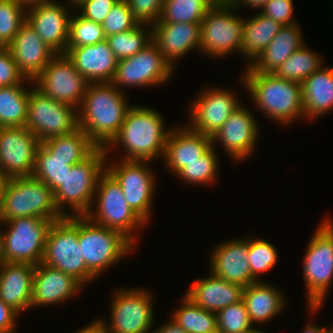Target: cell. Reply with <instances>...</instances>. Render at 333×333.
Returning <instances> with one entry per match:
<instances>
[{
	"instance_id": "cell-56",
	"label": "cell",
	"mask_w": 333,
	"mask_h": 333,
	"mask_svg": "<svg viewBox=\"0 0 333 333\" xmlns=\"http://www.w3.org/2000/svg\"><path fill=\"white\" fill-rule=\"evenodd\" d=\"M5 263V256H4V244H3V235L2 231L0 230V266Z\"/></svg>"
},
{
	"instance_id": "cell-51",
	"label": "cell",
	"mask_w": 333,
	"mask_h": 333,
	"mask_svg": "<svg viewBox=\"0 0 333 333\" xmlns=\"http://www.w3.org/2000/svg\"><path fill=\"white\" fill-rule=\"evenodd\" d=\"M93 321L76 333H108L105 320L102 321L101 319H96Z\"/></svg>"
},
{
	"instance_id": "cell-29",
	"label": "cell",
	"mask_w": 333,
	"mask_h": 333,
	"mask_svg": "<svg viewBox=\"0 0 333 333\" xmlns=\"http://www.w3.org/2000/svg\"><path fill=\"white\" fill-rule=\"evenodd\" d=\"M305 43L297 23L284 25L265 50L249 66L257 73H274Z\"/></svg>"
},
{
	"instance_id": "cell-54",
	"label": "cell",
	"mask_w": 333,
	"mask_h": 333,
	"mask_svg": "<svg viewBox=\"0 0 333 333\" xmlns=\"http://www.w3.org/2000/svg\"><path fill=\"white\" fill-rule=\"evenodd\" d=\"M303 333H332L331 328H325V327H320V326H315L314 324H307L304 328Z\"/></svg>"
},
{
	"instance_id": "cell-60",
	"label": "cell",
	"mask_w": 333,
	"mask_h": 333,
	"mask_svg": "<svg viewBox=\"0 0 333 333\" xmlns=\"http://www.w3.org/2000/svg\"><path fill=\"white\" fill-rule=\"evenodd\" d=\"M246 333H265V332H262L261 330H258V329L253 327L252 329H250Z\"/></svg>"
},
{
	"instance_id": "cell-37",
	"label": "cell",
	"mask_w": 333,
	"mask_h": 333,
	"mask_svg": "<svg viewBox=\"0 0 333 333\" xmlns=\"http://www.w3.org/2000/svg\"><path fill=\"white\" fill-rule=\"evenodd\" d=\"M71 169V159L53 157L42 144L39 145L36 152L33 177L46 183L54 192L63 183L68 170Z\"/></svg>"
},
{
	"instance_id": "cell-38",
	"label": "cell",
	"mask_w": 333,
	"mask_h": 333,
	"mask_svg": "<svg viewBox=\"0 0 333 333\" xmlns=\"http://www.w3.org/2000/svg\"><path fill=\"white\" fill-rule=\"evenodd\" d=\"M212 5L206 0H165L162 23H201Z\"/></svg>"
},
{
	"instance_id": "cell-24",
	"label": "cell",
	"mask_w": 333,
	"mask_h": 333,
	"mask_svg": "<svg viewBox=\"0 0 333 333\" xmlns=\"http://www.w3.org/2000/svg\"><path fill=\"white\" fill-rule=\"evenodd\" d=\"M65 54L72 60L77 71L89 84L112 81L118 59L106 40L94 45L66 48Z\"/></svg>"
},
{
	"instance_id": "cell-8",
	"label": "cell",
	"mask_w": 333,
	"mask_h": 333,
	"mask_svg": "<svg viewBox=\"0 0 333 333\" xmlns=\"http://www.w3.org/2000/svg\"><path fill=\"white\" fill-rule=\"evenodd\" d=\"M42 263L72 275L83 286L96 276L87 268L78 242V216L64 217L51 225Z\"/></svg>"
},
{
	"instance_id": "cell-23",
	"label": "cell",
	"mask_w": 333,
	"mask_h": 333,
	"mask_svg": "<svg viewBox=\"0 0 333 333\" xmlns=\"http://www.w3.org/2000/svg\"><path fill=\"white\" fill-rule=\"evenodd\" d=\"M83 285L72 275L44 263L35 266L31 308L59 304L75 297Z\"/></svg>"
},
{
	"instance_id": "cell-3",
	"label": "cell",
	"mask_w": 333,
	"mask_h": 333,
	"mask_svg": "<svg viewBox=\"0 0 333 333\" xmlns=\"http://www.w3.org/2000/svg\"><path fill=\"white\" fill-rule=\"evenodd\" d=\"M164 117L148 106H133L127 113L118 134L109 144H120L126 153L122 160L152 161L163 158L170 129L165 128Z\"/></svg>"
},
{
	"instance_id": "cell-18",
	"label": "cell",
	"mask_w": 333,
	"mask_h": 333,
	"mask_svg": "<svg viewBox=\"0 0 333 333\" xmlns=\"http://www.w3.org/2000/svg\"><path fill=\"white\" fill-rule=\"evenodd\" d=\"M234 93L222 88L204 89L190 105L192 130L211 138L217 133L229 116L241 106Z\"/></svg>"
},
{
	"instance_id": "cell-31",
	"label": "cell",
	"mask_w": 333,
	"mask_h": 333,
	"mask_svg": "<svg viewBox=\"0 0 333 333\" xmlns=\"http://www.w3.org/2000/svg\"><path fill=\"white\" fill-rule=\"evenodd\" d=\"M284 295L260 279L243 290V301L253 325L270 321L285 307Z\"/></svg>"
},
{
	"instance_id": "cell-48",
	"label": "cell",
	"mask_w": 333,
	"mask_h": 333,
	"mask_svg": "<svg viewBox=\"0 0 333 333\" xmlns=\"http://www.w3.org/2000/svg\"><path fill=\"white\" fill-rule=\"evenodd\" d=\"M261 13L282 26L296 23L293 19V0H269Z\"/></svg>"
},
{
	"instance_id": "cell-17",
	"label": "cell",
	"mask_w": 333,
	"mask_h": 333,
	"mask_svg": "<svg viewBox=\"0 0 333 333\" xmlns=\"http://www.w3.org/2000/svg\"><path fill=\"white\" fill-rule=\"evenodd\" d=\"M41 142L24 127L0 130V172L8 178L32 176Z\"/></svg>"
},
{
	"instance_id": "cell-1",
	"label": "cell",
	"mask_w": 333,
	"mask_h": 333,
	"mask_svg": "<svg viewBox=\"0 0 333 333\" xmlns=\"http://www.w3.org/2000/svg\"><path fill=\"white\" fill-rule=\"evenodd\" d=\"M125 96L111 82L91 83L77 110L78 127L98 148H105L107 154L110 152L109 144L118 134L132 107Z\"/></svg>"
},
{
	"instance_id": "cell-6",
	"label": "cell",
	"mask_w": 333,
	"mask_h": 333,
	"mask_svg": "<svg viewBox=\"0 0 333 333\" xmlns=\"http://www.w3.org/2000/svg\"><path fill=\"white\" fill-rule=\"evenodd\" d=\"M330 218L317 227L311 237L303 261V277L307 288L310 313L322 307L333 280V223Z\"/></svg>"
},
{
	"instance_id": "cell-2",
	"label": "cell",
	"mask_w": 333,
	"mask_h": 333,
	"mask_svg": "<svg viewBox=\"0 0 333 333\" xmlns=\"http://www.w3.org/2000/svg\"><path fill=\"white\" fill-rule=\"evenodd\" d=\"M242 78L251 100L269 119L285 126L296 118H305L300 83L279 78L274 73H257L249 65Z\"/></svg>"
},
{
	"instance_id": "cell-5",
	"label": "cell",
	"mask_w": 333,
	"mask_h": 333,
	"mask_svg": "<svg viewBox=\"0 0 333 333\" xmlns=\"http://www.w3.org/2000/svg\"><path fill=\"white\" fill-rule=\"evenodd\" d=\"M107 155L105 148H98L68 170L63 183L54 191L55 205L63 217L84 216L93 207L98 180L106 171ZM64 205L73 209L72 214L65 211Z\"/></svg>"
},
{
	"instance_id": "cell-46",
	"label": "cell",
	"mask_w": 333,
	"mask_h": 333,
	"mask_svg": "<svg viewBox=\"0 0 333 333\" xmlns=\"http://www.w3.org/2000/svg\"><path fill=\"white\" fill-rule=\"evenodd\" d=\"M165 0H126L135 20L146 27L154 25L161 17Z\"/></svg>"
},
{
	"instance_id": "cell-41",
	"label": "cell",
	"mask_w": 333,
	"mask_h": 333,
	"mask_svg": "<svg viewBox=\"0 0 333 333\" xmlns=\"http://www.w3.org/2000/svg\"><path fill=\"white\" fill-rule=\"evenodd\" d=\"M27 7L18 0H0V44L7 47L26 22Z\"/></svg>"
},
{
	"instance_id": "cell-12",
	"label": "cell",
	"mask_w": 333,
	"mask_h": 333,
	"mask_svg": "<svg viewBox=\"0 0 333 333\" xmlns=\"http://www.w3.org/2000/svg\"><path fill=\"white\" fill-rule=\"evenodd\" d=\"M25 127L40 142L71 133L78 128L77 109L54 100L34 86L30 89Z\"/></svg>"
},
{
	"instance_id": "cell-36",
	"label": "cell",
	"mask_w": 333,
	"mask_h": 333,
	"mask_svg": "<svg viewBox=\"0 0 333 333\" xmlns=\"http://www.w3.org/2000/svg\"><path fill=\"white\" fill-rule=\"evenodd\" d=\"M171 317L187 333H208L217 328L216 313L195 305L185 295Z\"/></svg>"
},
{
	"instance_id": "cell-9",
	"label": "cell",
	"mask_w": 333,
	"mask_h": 333,
	"mask_svg": "<svg viewBox=\"0 0 333 333\" xmlns=\"http://www.w3.org/2000/svg\"><path fill=\"white\" fill-rule=\"evenodd\" d=\"M94 199L96 210L91 208L85 216L97 224L121 232L136 245L135 233L146 224L130 208L120 185L107 171L98 180Z\"/></svg>"
},
{
	"instance_id": "cell-22",
	"label": "cell",
	"mask_w": 333,
	"mask_h": 333,
	"mask_svg": "<svg viewBox=\"0 0 333 333\" xmlns=\"http://www.w3.org/2000/svg\"><path fill=\"white\" fill-rule=\"evenodd\" d=\"M17 63L18 71L33 81L56 55L26 21L7 46Z\"/></svg>"
},
{
	"instance_id": "cell-44",
	"label": "cell",
	"mask_w": 333,
	"mask_h": 333,
	"mask_svg": "<svg viewBox=\"0 0 333 333\" xmlns=\"http://www.w3.org/2000/svg\"><path fill=\"white\" fill-rule=\"evenodd\" d=\"M216 320L223 333H246L254 327L243 299L216 312Z\"/></svg>"
},
{
	"instance_id": "cell-49",
	"label": "cell",
	"mask_w": 333,
	"mask_h": 333,
	"mask_svg": "<svg viewBox=\"0 0 333 333\" xmlns=\"http://www.w3.org/2000/svg\"><path fill=\"white\" fill-rule=\"evenodd\" d=\"M118 0H85L79 7L85 19L102 24Z\"/></svg>"
},
{
	"instance_id": "cell-4",
	"label": "cell",
	"mask_w": 333,
	"mask_h": 333,
	"mask_svg": "<svg viewBox=\"0 0 333 333\" xmlns=\"http://www.w3.org/2000/svg\"><path fill=\"white\" fill-rule=\"evenodd\" d=\"M24 217L64 218L55 205L52 189L33 176L9 178L0 206V222Z\"/></svg>"
},
{
	"instance_id": "cell-42",
	"label": "cell",
	"mask_w": 333,
	"mask_h": 333,
	"mask_svg": "<svg viewBox=\"0 0 333 333\" xmlns=\"http://www.w3.org/2000/svg\"><path fill=\"white\" fill-rule=\"evenodd\" d=\"M105 39L102 24L85 19L80 14L71 16L67 48L94 45Z\"/></svg>"
},
{
	"instance_id": "cell-61",
	"label": "cell",
	"mask_w": 333,
	"mask_h": 333,
	"mask_svg": "<svg viewBox=\"0 0 333 333\" xmlns=\"http://www.w3.org/2000/svg\"><path fill=\"white\" fill-rule=\"evenodd\" d=\"M208 333H223V332L221 330H219L218 328H216L215 330L210 331Z\"/></svg>"
},
{
	"instance_id": "cell-28",
	"label": "cell",
	"mask_w": 333,
	"mask_h": 333,
	"mask_svg": "<svg viewBox=\"0 0 333 333\" xmlns=\"http://www.w3.org/2000/svg\"><path fill=\"white\" fill-rule=\"evenodd\" d=\"M190 287L184 295L195 305L215 313L243 299V286L228 282L211 272L209 277L195 280Z\"/></svg>"
},
{
	"instance_id": "cell-7",
	"label": "cell",
	"mask_w": 333,
	"mask_h": 333,
	"mask_svg": "<svg viewBox=\"0 0 333 333\" xmlns=\"http://www.w3.org/2000/svg\"><path fill=\"white\" fill-rule=\"evenodd\" d=\"M78 242L87 268L97 277L130 254L135 244L121 232L78 216Z\"/></svg>"
},
{
	"instance_id": "cell-16",
	"label": "cell",
	"mask_w": 333,
	"mask_h": 333,
	"mask_svg": "<svg viewBox=\"0 0 333 333\" xmlns=\"http://www.w3.org/2000/svg\"><path fill=\"white\" fill-rule=\"evenodd\" d=\"M151 294L140 288L116 290L110 305L111 323H105L108 333H150L155 318Z\"/></svg>"
},
{
	"instance_id": "cell-11",
	"label": "cell",
	"mask_w": 333,
	"mask_h": 333,
	"mask_svg": "<svg viewBox=\"0 0 333 333\" xmlns=\"http://www.w3.org/2000/svg\"><path fill=\"white\" fill-rule=\"evenodd\" d=\"M40 217L15 218L7 222L2 232L5 262L26 263L33 266L42 262L47 235L53 222ZM5 232V233H4Z\"/></svg>"
},
{
	"instance_id": "cell-55",
	"label": "cell",
	"mask_w": 333,
	"mask_h": 333,
	"mask_svg": "<svg viewBox=\"0 0 333 333\" xmlns=\"http://www.w3.org/2000/svg\"><path fill=\"white\" fill-rule=\"evenodd\" d=\"M8 179L9 178L7 176H5L3 173L0 172V206Z\"/></svg>"
},
{
	"instance_id": "cell-19",
	"label": "cell",
	"mask_w": 333,
	"mask_h": 333,
	"mask_svg": "<svg viewBox=\"0 0 333 333\" xmlns=\"http://www.w3.org/2000/svg\"><path fill=\"white\" fill-rule=\"evenodd\" d=\"M29 9V10H28ZM66 4L56 0L27 6L26 21L56 54H65L70 18Z\"/></svg>"
},
{
	"instance_id": "cell-57",
	"label": "cell",
	"mask_w": 333,
	"mask_h": 333,
	"mask_svg": "<svg viewBox=\"0 0 333 333\" xmlns=\"http://www.w3.org/2000/svg\"><path fill=\"white\" fill-rule=\"evenodd\" d=\"M19 2H21L23 5L30 6L33 4H38V3H42V2H49V1H53V0H18Z\"/></svg>"
},
{
	"instance_id": "cell-59",
	"label": "cell",
	"mask_w": 333,
	"mask_h": 333,
	"mask_svg": "<svg viewBox=\"0 0 333 333\" xmlns=\"http://www.w3.org/2000/svg\"><path fill=\"white\" fill-rule=\"evenodd\" d=\"M85 0H68L70 4H73V7H79Z\"/></svg>"
},
{
	"instance_id": "cell-58",
	"label": "cell",
	"mask_w": 333,
	"mask_h": 333,
	"mask_svg": "<svg viewBox=\"0 0 333 333\" xmlns=\"http://www.w3.org/2000/svg\"><path fill=\"white\" fill-rule=\"evenodd\" d=\"M211 5H227L229 3H232V0H206Z\"/></svg>"
},
{
	"instance_id": "cell-10",
	"label": "cell",
	"mask_w": 333,
	"mask_h": 333,
	"mask_svg": "<svg viewBox=\"0 0 333 333\" xmlns=\"http://www.w3.org/2000/svg\"><path fill=\"white\" fill-rule=\"evenodd\" d=\"M235 10L238 9L232 3L212 5L207 10L200 23V52L215 58L235 51L242 53L245 18L236 16Z\"/></svg>"
},
{
	"instance_id": "cell-21",
	"label": "cell",
	"mask_w": 333,
	"mask_h": 333,
	"mask_svg": "<svg viewBox=\"0 0 333 333\" xmlns=\"http://www.w3.org/2000/svg\"><path fill=\"white\" fill-rule=\"evenodd\" d=\"M249 239L228 240L213 249L211 255V273L228 282L240 284L243 287L256 282L248 263Z\"/></svg>"
},
{
	"instance_id": "cell-15",
	"label": "cell",
	"mask_w": 333,
	"mask_h": 333,
	"mask_svg": "<svg viewBox=\"0 0 333 333\" xmlns=\"http://www.w3.org/2000/svg\"><path fill=\"white\" fill-rule=\"evenodd\" d=\"M33 83L45 95L77 110L89 84L66 54H56Z\"/></svg>"
},
{
	"instance_id": "cell-47",
	"label": "cell",
	"mask_w": 333,
	"mask_h": 333,
	"mask_svg": "<svg viewBox=\"0 0 333 333\" xmlns=\"http://www.w3.org/2000/svg\"><path fill=\"white\" fill-rule=\"evenodd\" d=\"M25 80L27 84H33V81L25 79L18 71L11 51L7 47L0 48V87L22 85Z\"/></svg>"
},
{
	"instance_id": "cell-25",
	"label": "cell",
	"mask_w": 333,
	"mask_h": 333,
	"mask_svg": "<svg viewBox=\"0 0 333 333\" xmlns=\"http://www.w3.org/2000/svg\"><path fill=\"white\" fill-rule=\"evenodd\" d=\"M150 28L152 41L173 69L177 58L183 57L193 48L199 49L200 23H162L158 20Z\"/></svg>"
},
{
	"instance_id": "cell-32",
	"label": "cell",
	"mask_w": 333,
	"mask_h": 333,
	"mask_svg": "<svg viewBox=\"0 0 333 333\" xmlns=\"http://www.w3.org/2000/svg\"><path fill=\"white\" fill-rule=\"evenodd\" d=\"M282 25L261 12L246 19L242 33V54L249 65L260 56L272 39L279 33Z\"/></svg>"
},
{
	"instance_id": "cell-53",
	"label": "cell",
	"mask_w": 333,
	"mask_h": 333,
	"mask_svg": "<svg viewBox=\"0 0 333 333\" xmlns=\"http://www.w3.org/2000/svg\"><path fill=\"white\" fill-rule=\"evenodd\" d=\"M269 0H232V4L236 7V8H239V7H242L243 5H247L246 7H252V8H263L266 3L268 2Z\"/></svg>"
},
{
	"instance_id": "cell-34",
	"label": "cell",
	"mask_w": 333,
	"mask_h": 333,
	"mask_svg": "<svg viewBox=\"0 0 333 333\" xmlns=\"http://www.w3.org/2000/svg\"><path fill=\"white\" fill-rule=\"evenodd\" d=\"M24 86L23 83L0 87V125L2 127L25 126L30 90Z\"/></svg>"
},
{
	"instance_id": "cell-39",
	"label": "cell",
	"mask_w": 333,
	"mask_h": 333,
	"mask_svg": "<svg viewBox=\"0 0 333 333\" xmlns=\"http://www.w3.org/2000/svg\"><path fill=\"white\" fill-rule=\"evenodd\" d=\"M144 25L138 24L133 29L106 36L105 40L118 60L137 54L152 41V29L145 31Z\"/></svg>"
},
{
	"instance_id": "cell-45",
	"label": "cell",
	"mask_w": 333,
	"mask_h": 333,
	"mask_svg": "<svg viewBox=\"0 0 333 333\" xmlns=\"http://www.w3.org/2000/svg\"><path fill=\"white\" fill-rule=\"evenodd\" d=\"M138 24L126 0H118L103 21L102 27L105 36H110L133 29Z\"/></svg>"
},
{
	"instance_id": "cell-35",
	"label": "cell",
	"mask_w": 333,
	"mask_h": 333,
	"mask_svg": "<svg viewBox=\"0 0 333 333\" xmlns=\"http://www.w3.org/2000/svg\"><path fill=\"white\" fill-rule=\"evenodd\" d=\"M322 59L309 47L303 45L293 52L274 74L282 79L302 84L310 75L322 67Z\"/></svg>"
},
{
	"instance_id": "cell-43",
	"label": "cell",
	"mask_w": 333,
	"mask_h": 333,
	"mask_svg": "<svg viewBox=\"0 0 333 333\" xmlns=\"http://www.w3.org/2000/svg\"><path fill=\"white\" fill-rule=\"evenodd\" d=\"M274 244L259 238H249L248 263L252 276L258 281L259 274L270 271L278 260Z\"/></svg>"
},
{
	"instance_id": "cell-33",
	"label": "cell",
	"mask_w": 333,
	"mask_h": 333,
	"mask_svg": "<svg viewBox=\"0 0 333 333\" xmlns=\"http://www.w3.org/2000/svg\"><path fill=\"white\" fill-rule=\"evenodd\" d=\"M41 144L53 157L71 159L72 166L85 161L98 149L80 127L71 133L49 138Z\"/></svg>"
},
{
	"instance_id": "cell-14",
	"label": "cell",
	"mask_w": 333,
	"mask_h": 333,
	"mask_svg": "<svg viewBox=\"0 0 333 333\" xmlns=\"http://www.w3.org/2000/svg\"><path fill=\"white\" fill-rule=\"evenodd\" d=\"M119 161L120 163L116 165L106 162V171L120 185L133 212L146 224L151 216L152 197L156 184L155 176L148 167L149 161L122 159Z\"/></svg>"
},
{
	"instance_id": "cell-52",
	"label": "cell",
	"mask_w": 333,
	"mask_h": 333,
	"mask_svg": "<svg viewBox=\"0 0 333 333\" xmlns=\"http://www.w3.org/2000/svg\"><path fill=\"white\" fill-rule=\"evenodd\" d=\"M152 333H187L177 322L172 318L161 327L153 330Z\"/></svg>"
},
{
	"instance_id": "cell-26",
	"label": "cell",
	"mask_w": 333,
	"mask_h": 333,
	"mask_svg": "<svg viewBox=\"0 0 333 333\" xmlns=\"http://www.w3.org/2000/svg\"><path fill=\"white\" fill-rule=\"evenodd\" d=\"M185 126V127H184ZM170 128L163 161L175 175L187 163L198 160L212 147V138L189 128L187 125Z\"/></svg>"
},
{
	"instance_id": "cell-50",
	"label": "cell",
	"mask_w": 333,
	"mask_h": 333,
	"mask_svg": "<svg viewBox=\"0 0 333 333\" xmlns=\"http://www.w3.org/2000/svg\"><path fill=\"white\" fill-rule=\"evenodd\" d=\"M18 313L0 299V333H15Z\"/></svg>"
},
{
	"instance_id": "cell-13",
	"label": "cell",
	"mask_w": 333,
	"mask_h": 333,
	"mask_svg": "<svg viewBox=\"0 0 333 333\" xmlns=\"http://www.w3.org/2000/svg\"><path fill=\"white\" fill-rule=\"evenodd\" d=\"M173 70L163 53L151 41L137 54L118 60L111 83L120 91L124 86H159L171 78Z\"/></svg>"
},
{
	"instance_id": "cell-40",
	"label": "cell",
	"mask_w": 333,
	"mask_h": 333,
	"mask_svg": "<svg viewBox=\"0 0 333 333\" xmlns=\"http://www.w3.org/2000/svg\"><path fill=\"white\" fill-rule=\"evenodd\" d=\"M218 160L214 149L212 147L202 156L193 162L187 163V166L181 168L175 176L179 177L182 181L188 184H208L216 182L218 177Z\"/></svg>"
},
{
	"instance_id": "cell-30",
	"label": "cell",
	"mask_w": 333,
	"mask_h": 333,
	"mask_svg": "<svg viewBox=\"0 0 333 333\" xmlns=\"http://www.w3.org/2000/svg\"><path fill=\"white\" fill-rule=\"evenodd\" d=\"M302 105L306 119L333 110V68L323 66L301 84Z\"/></svg>"
},
{
	"instance_id": "cell-27",
	"label": "cell",
	"mask_w": 333,
	"mask_h": 333,
	"mask_svg": "<svg viewBox=\"0 0 333 333\" xmlns=\"http://www.w3.org/2000/svg\"><path fill=\"white\" fill-rule=\"evenodd\" d=\"M35 266L5 262L0 266V299L18 314L31 308Z\"/></svg>"
},
{
	"instance_id": "cell-20",
	"label": "cell",
	"mask_w": 333,
	"mask_h": 333,
	"mask_svg": "<svg viewBox=\"0 0 333 333\" xmlns=\"http://www.w3.org/2000/svg\"><path fill=\"white\" fill-rule=\"evenodd\" d=\"M252 114L242 104L212 137V144L220 142L235 162L244 160L255 149L259 126Z\"/></svg>"
}]
</instances>
